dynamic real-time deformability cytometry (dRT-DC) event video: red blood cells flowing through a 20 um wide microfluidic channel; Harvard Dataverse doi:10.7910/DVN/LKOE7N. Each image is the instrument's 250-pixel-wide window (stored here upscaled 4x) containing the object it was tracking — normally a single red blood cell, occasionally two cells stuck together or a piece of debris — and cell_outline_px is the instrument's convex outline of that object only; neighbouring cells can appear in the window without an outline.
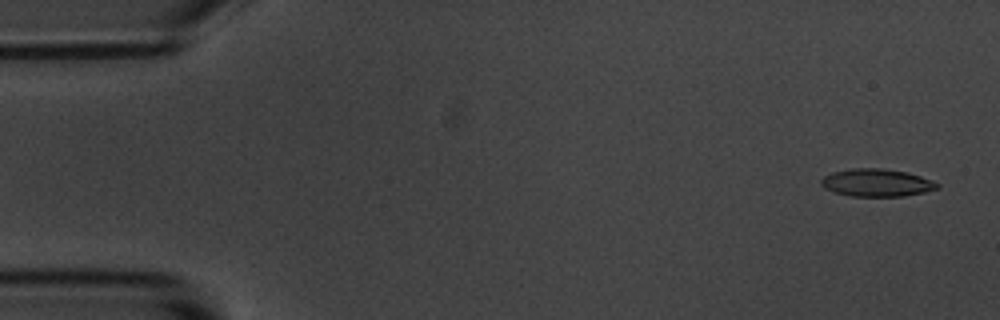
{"species": "common noctule bat (a hibernating species)", "species_latin": "Nyctalus noctula", "temperature_condition": "room temperature", "stored_images_in_passage": 13, "camera_frame_rate_fps": 3000, "um_per_image_px": 0.085, "animal": {"sex": "male", "body_mass_g": 20.1, "forearm_length_mm": 53.5}, "frame": {"image": 1, "passage_image": 2, "time_ms": 0.333, "image_size_px": [1000, 320], "cell_outline_px": [[940, 188], [924, 192], [904, 196], [852, 196], [836, 192], [824, 188], [820, 184], [820, 180], [824, 176], [832, 172], [852, 168], [880, 168], [908, 172], [920, 176], [940, 184]], "centroid_in_image_um": [74.51, 15.52], "position_along_channel_um": 10.5, "area_um2": 18.67}}